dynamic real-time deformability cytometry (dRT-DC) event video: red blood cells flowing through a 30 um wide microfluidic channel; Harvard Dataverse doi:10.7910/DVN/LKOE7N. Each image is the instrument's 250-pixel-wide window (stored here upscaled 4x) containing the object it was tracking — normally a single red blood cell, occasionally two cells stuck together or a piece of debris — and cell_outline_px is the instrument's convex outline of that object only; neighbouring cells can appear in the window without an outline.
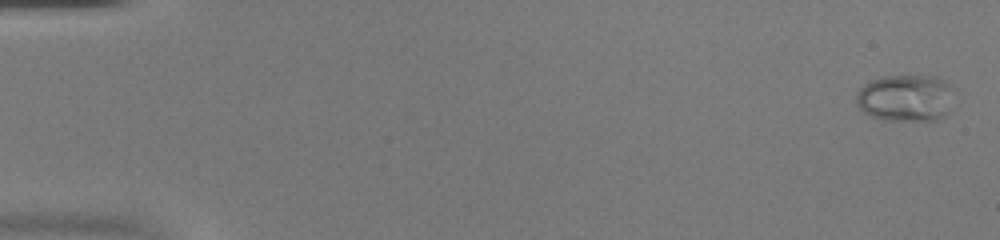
{"species": "common noctule bat (a hibernating species)", "species_latin": "Nyctalus noctula", "temperature_condition": "warm", "stored_images_in_passage": 53, "camera_frame_rate_fps": 3000, "um_per_image_px": 0.085, "animal": {"sex": "female", "body_mass_g": 20.0, "forearm_length_mm": 54.0}, "frame": {"image": 1, "passage_image": 2, "time_ms": 0.333, "image_size_px": [1000, 240], "cell_outline_px": [[952, 84], [948, 112], [944, 116], [936, 120], [884, 120], [872, 116], [864, 112], [856, 104], [856, 92], [864, 84], [872, 80], [884, 76], [936, 76]], "centroid_in_image_um": [76.95, 8.32], "position_along_channel_um": 8.0, "area_um2": 26.7}}
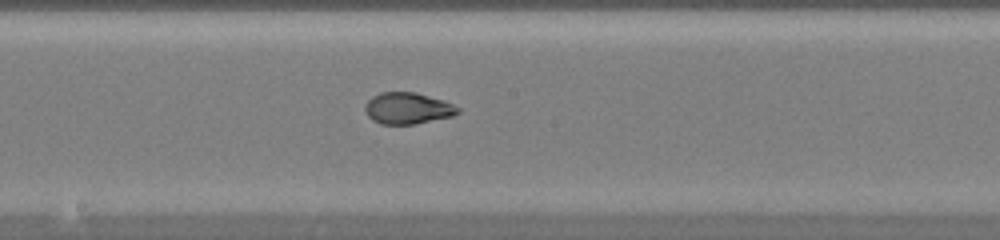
{"frame": {"image": 2, "passage_image": 30, "time_ms": 9.667, "image_size_px": [1000, 240], "cell_outline_px": [[460, 112], [452, 116], [412, 124], [380, 124], [372, 120], [368, 116], [364, 108], [364, 104], [372, 96], [380, 92], [416, 92], [444, 100], [460, 108]], "centroid_in_image_um": [34.63, 9.19], "position_along_channel_um": 213.6, "area_um2": 17.05}}
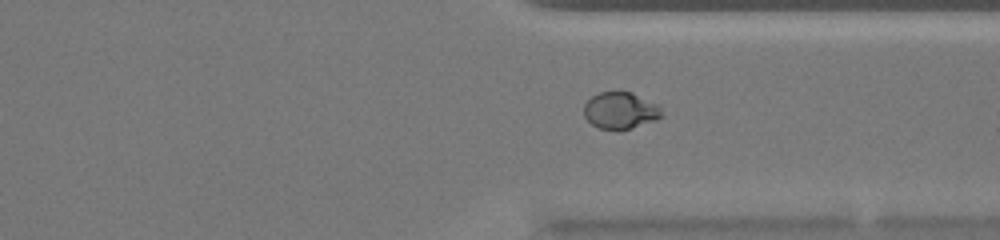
{"frame": {"image": 3, "passage_image": 41, "time_ms": 13.333, "image_size_px": [1000, 240], "cell_outline_px": [[664, 116], [656, 120], [620, 132], [616, 132], [600, 128], [592, 124], [584, 116], [584, 104], [592, 96], [600, 92], [632, 92], [660, 104]], "centroid_in_image_um": [52.78, 9.42], "position_along_channel_um": 358.6, "area_um2": 17.17}}